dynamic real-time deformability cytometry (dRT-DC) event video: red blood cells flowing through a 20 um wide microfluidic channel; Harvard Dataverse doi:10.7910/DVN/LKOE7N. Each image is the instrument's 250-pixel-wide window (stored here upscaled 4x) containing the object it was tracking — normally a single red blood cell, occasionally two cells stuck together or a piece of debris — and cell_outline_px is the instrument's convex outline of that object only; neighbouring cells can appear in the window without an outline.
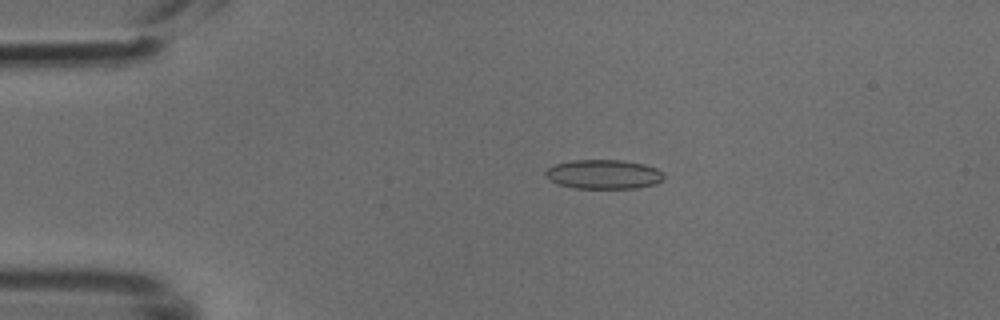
{"species": "common noctule bat (a hibernating species)", "species_latin": "Nyctalus noctula", "temperature_condition": "cold", "stored_images_in_passage": 48, "camera_frame_rate_fps": 3000, "um_per_image_px": 0.085, "animal": {"sex": "male", "body_mass_g": 18.8}, "frame": {"image": 1, "passage_image": 9, "time_ms": 2.667, "image_size_px": [1000, 320], "cell_outline_px": [[664, 180], [656, 184], [636, 188], [572, 188], [556, 184], [544, 172], [548, 168], [556, 164], [572, 160], [620, 160], [644, 164], [656, 168], [664, 172]], "centroid_in_image_um": [51.35, 14.82], "position_along_channel_um": 33.7, "area_um2": 20.23}}
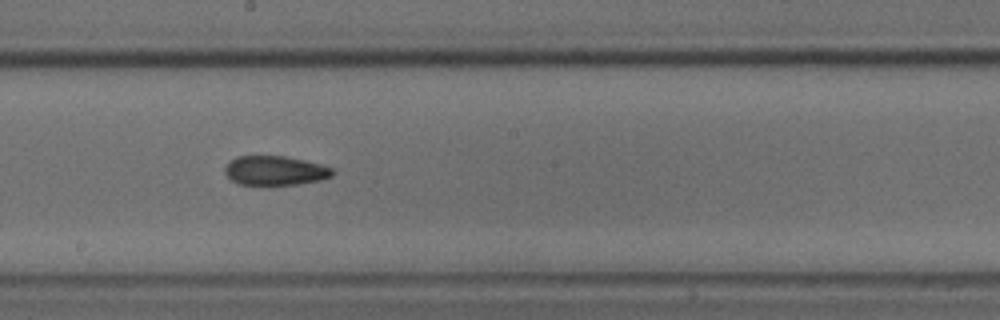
{"frame": {"image": 2, "passage_image": 26, "time_ms": 8.333, "image_size_px": [1000, 320], "cell_outline_px": [[336, 172], [332, 176], [320, 180], [296, 184], [268, 188], [240, 184], [232, 180], [224, 172], [224, 168], [236, 156], [284, 156], [304, 160], [320, 164], [332, 168]], "centroid_in_image_um": [23.38, 14.54], "position_along_channel_um": 224.8, "area_um2": 18.96}}
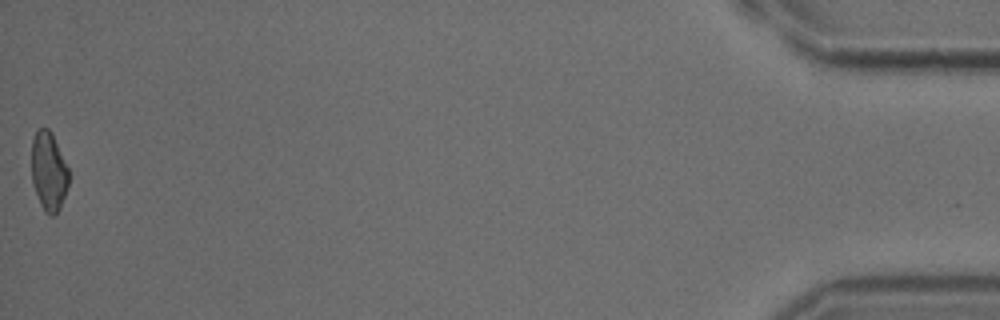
{"frame": {"image": 3, "passage_image": 48, "time_ms": 15.667, "image_size_px": [1000, 320], "cell_outline_px": [[68, 184], [60, 208], [52, 216], [48, 216], [44, 212], [40, 204], [32, 184], [32, 140], [36, 128], [48, 128], [52, 132], [68, 168]], "centroid_in_image_um": [4.12, 14.56], "position_along_channel_um": 431.1, "area_um2": 17.17}}